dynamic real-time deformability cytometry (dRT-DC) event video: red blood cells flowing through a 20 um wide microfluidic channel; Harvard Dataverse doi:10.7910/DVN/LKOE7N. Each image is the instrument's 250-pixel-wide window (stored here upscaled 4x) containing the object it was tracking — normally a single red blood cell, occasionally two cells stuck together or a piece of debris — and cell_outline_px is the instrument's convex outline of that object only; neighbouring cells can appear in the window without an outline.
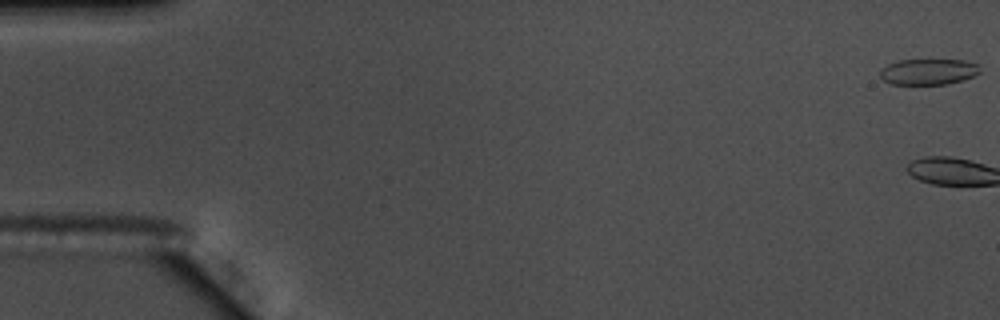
{"species": "common noctule bat (a hibernating species)", "species_latin": "Nyctalus noctula", "temperature_condition": "warm", "stored_images_in_passage": 3, "camera_frame_rate_fps": 3000, "um_per_image_px": 0.085, "animal": {"sex": "male", "body_mass_g": 17.5, "forearm_length_mm": 52.3}, "frame": {"image": 1, "passage_image": 1, "time_ms": 0.0, "image_size_px": [1000, 320], "cell_outline_px": [[980, 72], [964, 80], [948, 84], [892, 84], [884, 80], [880, 76], [880, 72], [888, 64], [900, 60], [964, 60], [980, 64]], "centroid_in_image_um": [78.96, 6.09], "position_along_channel_um": 6.0, "area_um2": 15.03}}